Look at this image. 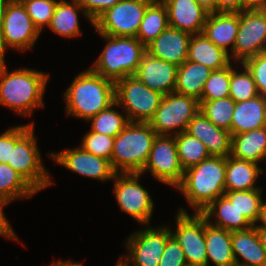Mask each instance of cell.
Returning <instances> with one entry per match:
<instances>
[{"label": "cell", "instance_id": "obj_48", "mask_svg": "<svg viewBox=\"0 0 266 266\" xmlns=\"http://www.w3.org/2000/svg\"><path fill=\"white\" fill-rule=\"evenodd\" d=\"M257 223H258V225H257ZM259 223H260V225H259ZM255 227L266 228V202H265V200L262 203V206H261V209H260V213H259V218H258V220L256 222Z\"/></svg>", "mask_w": 266, "mask_h": 266}, {"label": "cell", "instance_id": "obj_3", "mask_svg": "<svg viewBox=\"0 0 266 266\" xmlns=\"http://www.w3.org/2000/svg\"><path fill=\"white\" fill-rule=\"evenodd\" d=\"M226 157L210 156L184 171L176 187L196 213L225 193Z\"/></svg>", "mask_w": 266, "mask_h": 266}, {"label": "cell", "instance_id": "obj_2", "mask_svg": "<svg viewBox=\"0 0 266 266\" xmlns=\"http://www.w3.org/2000/svg\"><path fill=\"white\" fill-rule=\"evenodd\" d=\"M63 94L66 115L88 121L115 102V82L87 68L77 74Z\"/></svg>", "mask_w": 266, "mask_h": 266}, {"label": "cell", "instance_id": "obj_40", "mask_svg": "<svg viewBox=\"0 0 266 266\" xmlns=\"http://www.w3.org/2000/svg\"><path fill=\"white\" fill-rule=\"evenodd\" d=\"M114 138L115 137L105 134L89 131L84 135L80 147L86 152L109 160L111 163Z\"/></svg>", "mask_w": 266, "mask_h": 266}, {"label": "cell", "instance_id": "obj_8", "mask_svg": "<svg viewBox=\"0 0 266 266\" xmlns=\"http://www.w3.org/2000/svg\"><path fill=\"white\" fill-rule=\"evenodd\" d=\"M199 108L196 98L172 92L162 97L149 124L157 135L174 136L186 131Z\"/></svg>", "mask_w": 266, "mask_h": 266}, {"label": "cell", "instance_id": "obj_7", "mask_svg": "<svg viewBox=\"0 0 266 266\" xmlns=\"http://www.w3.org/2000/svg\"><path fill=\"white\" fill-rule=\"evenodd\" d=\"M163 96L149 89L134 75L115 82V102L121 106L130 122L149 123Z\"/></svg>", "mask_w": 266, "mask_h": 266}, {"label": "cell", "instance_id": "obj_17", "mask_svg": "<svg viewBox=\"0 0 266 266\" xmlns=\"http://www.w3.org/2000/svg\"><path fill=\"white\" fill-rule=\"evenodd\" d=\"M178 66L162 59L143 55L136 76L149 89L166 95L175 91Z\"/></svg>", "mask_w": 266, "mask_h": 266}, {"label": "cell", "instance_id": "obj_52", "mask_svg": "<svg viewBox=\"0 0 266 266\" xmlns=\"http://www.w3.org/2000/svg\"><path fill=\"white\" fill-rule=\"evenodd\" d=\"M8 2L9 0H0V35L2 31V26H3L4 12H5V8Z\"/></svg>", "mask_w": 266, "mask_h": 266}, {"label": "cell", "instance_id": "obj_37", "mask_svg": "<svg viewBox=\"0 0 266 266\" xmlns=\"http://www.w3.org/2000/svg\"><path fill=\"white\" fill-rule=\"evenodd\" d=\"M242 72H237L230 64L229 97L236 103L258 96L255 82L251 73L243 66Z\"/></svg>", "mask_w": 266, "mask_h": 266}, {"label": "cell", "instance_id": "obj_54", "mask_svg": "<svg viewBox=\"0 0 266 266\" xmlns=\"http://www.w3.org/2000/svg\"><path fill=\"white\" fill-rule=\"evenodd\" d=\"M144 1H147L149 3H158L161 2L162 0H144Z\"/></svg>", "mask_w": 266, "mask_h": 266}, {"label": "cell", "instance_id": "obj_34", "mask_svg": "<svg viewBox=\"0 0 266 266\" xmlns=\"http://www.w3.org/2000/svg\"><path fill=\"white\" fill-rule=\"evenodd\" d=\"M262 190L263 189L225 191L224 195L232 202L239 213H241L252 226H255L263 203Z\"/></svg>", "mask_w": 266, "mask_h": 266}, {"label": "cell", "instance_id": "obj_46", "mask_svg": "<svg viewBox=\"0 0 266 266\" xmlns=\"http://www.w3.org/2000/svg\"><path fill=\"white\" fill-rule=\"evenodd\" d=\"M11 161V128L0 135V163Z\"/></svg>", "mask_w": 266, "mask_h": 266}, {"label": "cell", "instance_id": "obj_42", "mask_svg": "<svg viewBox=\"0 0 266 266\" xmlns=\"http://www.w3.org/2000/svg\"><path fill=\"white\" fill-rule=\"evenodd\" d=\"M158 266H187L182 247L173 236L167 240Z\"/></svg>", "mask_w": 266, "mask_h": 266}, {"label": "cell", "instance_id": "obj_15", "mask_svg": "<svg viewBox=\"0 0 266 266\" xmlns=\"http://www.w3.org/2000/svg\"><path fill=\"white\" fill-rule=\"evenodd\" d=\"M150 171L162 184L177 187L183 179L184 170L180 164L175 137L157 135L150 151L147 163L140 173Z\"/></svg>", "mask_w": 266, "mask_h": 266}, {"label": "cell", "instance_id": "obj_31", "mask_svg": "<svg viewBox=\"0 0 266 266\" xmlns=\"http://www.w3.org/2000/svg\"><path fill=\"white\" fill-rule=\"evenodd\" d=\"M168 16L164 3H151L141 21L136 38L146 47L167 27Z\"/></svg>", "mask_w": 266, "mask_h": 266}, {"label": "cell", "instance_id": "obj_39", "mask_svg": "<svg viewBox=\"0 0 266 266\" xmlns=\"http://www.w3.org/2000/svg\"><path fill=\"white\" fill-rule=\"evenodd\" d=\"M35 26L42 32L49 26L58 0H20Z\"/></svg>", "mask_w": 266, "mask_h": 266}, {"label": "cell", "instance_id": "obj_43", "mask_svg": "<svg viewBox=\"0 0 266 266\" xmlns=\"http://www.w3.org/2000/svg\"><path fill=\"white\" fill-rule=\"evenodd\" d=\"M121 0H77L85 10L87 16L94 22L107 9Z\"/></svg>", "mask_w": 266, "mask_h": 266}, {"label": "cell", "instance_id": "obj_35", "mask_svg": "<svg viewBox=\"0 0 266 266\" xmlns=\"http://www.w3.org/2000/svg\"><path fill=\"white\" fill-rule=\"evenodd\" d=\"M118 104L114 102L106 109L100 111L97 115L90 118V131L116 137L128 124L129 119L125 115L115 110Z\"/></svg>", "mask_w": 266, "mask_h": 266}, {"label": "cell", "instance_id": "obj_33", "mask_svg": "<svg viewBox=\"0 0 266 266\" xmlns=\"http://www.w3.org/2000/svg\"><path fill=\"white\" fill-rule=\"evenodd\" d=\"M174 137L180 164L184 171L211 156L205 144L186 131Z\"/></svg>", "mask_w": 266, "mask_h": 266}, {"label": "cell", "instance_id": "obj_6", "mask_svg": "<svg viewBox=\"0 0 266 266\" xmlns=\"http://www.w3.org/2000/svg\"><path fill=\"white\" fill-rule=\"evenodd\" d=\"M34 136V122L11 127V161L8 164L40 192L51 186L52 180Z\"/></svg>", "mask_w": 266, "mask_h": 266}, {"label": "cell", "instance_id": "obj_41", "mask_svg": "<svg viewBox=\"0 0 266 266\" xmlns=\"http://www.w3.org/2000/svg\"><path fill=\"white\" fill-rule=\"evenodd\" d=\"M241 66H245L251 73L258 95L266 98V51L248 58Z\"/></svg>", "mask_w": 266, "mask_h": 266}, {"label": "cell", "instance_id": "obj_10", "mask_svg": "<svg viewBox=\"0 0 266 266\" xmlns=\"http://www.w3.org/2000/svg\"><path fill=\"white\" fill-rule=\"evenodd\" d=\"M266 51V8H248L239 12V29L230 58L242 64Z\"/></svg>", "mask_w": 266, "mask_h": 266}, {"label": "cell", "instance_id": "obj_9", "mask_svg": "<svg viewBox=\"0 0 266 266\" xmlns=\"http://www.w3.org/2000/svg\"><path fill=\"white\" fill-rule=\"evenodd\" d=\"M40 34L22 2L9 0L0 35V59H5L7 48L20 52L32 49Z\"/></svg>", "mask_w": 266, "mask_h": 266}, {"label": "cell", "instance_id": "obj_44", "mask_svg": "<svg viewBox=\"0 0 266 266\" xmlns=\"http://www.w3.org/2000/svg\"><path fill=\"white\" fill-rule=\"evenodd\" d=\"M10 202L11 201H9L6 197L0 195V235L7 239H14L15 241H18L15 230H13L7 218L3 214V207L7 206Z\"/></svg>", "mask_w": 266, "mask_h": 266}, {"label": "cell", "instance_id": "obj_19", "mask_svg": "<svg viewBox=\"0 0 266 266\" xmlns=\"http://www.w3.org/2000/svg\"><path fill=\"white\" fill-rule=\"evenodd\" d=\"M186 132L205 144L211 156L231 155L230 131L215 126L199 111L187 126Z\"/></svg>", "mask_w": 266, "mask_h": 266}, {"label": "cell", "instance_id": "obj_30", "mask_svg": "<svg viewBox=\"0 0 266 266\" xmlns=\"http://www.w3.org/2000/svg\"><path fill=\"white\" fill-rule=\"evenodd\" d=\"M212 71L203 64L186 60L178 66L174 92L200 101L203 87Z\"/></svg>", "mask_w": 266, "mask_h": 266}, {"label": "cell", "instance_id": "obj_5", "mask_svg": "<svg viewBox=\"0 0 266 266\" xmlns=\"http://www.w3.org/2000/svg\"><path fill=\"white\" fill-rule=\"evenodd\" d=\"M99 35L107 43L90 68L113 82L135 75L146 47L136 37Z\"/></svg>", "mask_w": 266, "mask_h": 266}, {"label": "cell", "instance_id": "obj_36", "mask_svg": "<svg viewBox=\"0 0 266 266\" xmlns=\"http://www.w3.org/2000/svg\"><path fill=\"white\" fill-rule=\"evenodd\" d=\"M199 111L215 126L226 129L231 133V121L236 102L230 98L211 101H199Z\"/></svg>", "mask_w": 266, "mask_h": 266}, {"label": "cell", "instance_id": "obj_25", "mask_svg": "<svg viewBox=\"0 0 266 266\" xmlns=\"http://www.w3.org/2000/svg\"><path fill=\"white\" fill-rule=\"evenodd\" d=\"M200 213L206 218L209 224L230 232L252 227L248 220L239 213L225 195L215 199ZM211 218H214L213 222Z\"/></svg>", "mask_w": 266, "mask_h": 266}, {"label": "cell", "instance_id": "obj_4", "mask_svg": "<svg viewBox=\"0 0 266 266\" xmlns=\"http://www.w3.org/2000/svg\"><path fill=\"white\" fill-rule=\"evenodd\" d=\"M156 137L149 123L129 122L114 138L111 166L115 173L140 174Z\"/></svg>", "mask_w": 266, "mask_h": 266}, {"label": "cell", "instance_id": "obj_13", "mask_svg": "<svg viewBox=\"0 0 266 266\" xmlns=\"http://www.w3.org/2000/svg\"><path fill=\"white\" fill-rule=\"evenodd\" d=\"M141 176L138 173H116L113 191L120 209L141 225H147L155 205L150 192L138 182Z\"/></svg>", "mask_w": 266, "mask_h": 266}, {"label": "cell", "instance_id": "obj_16", "mask_svg": "<svg viewBox=\"0 0 266 266\" xmlns=\"http://www.w3.org/2000/svg\"><path fill=\"white\" fill-rule=\"evenodd\" d=\"M55 163L87 178L100 181L113 180L115 171L109 160L86 152L80 146L48 153Z\"/></svg>", "mask_w": 266, "mask_h": 266}, {"label": "cell", "instance_id": "obj_32", "mask_svg": "<svg viewBox=\"0 0 266 266\" xmlns=\"http://www.w3.org/2000/svg\"><path fill=\"white\" fill-rule=\"evenodd\" d=\"M38 191L8 163H0V195L9 201L34 196Z\"/></svg>", "mask_w": 266, "mask_h": 266}, {"label": "cell", "instance_id": "obj_1", "mask_svg": "<svg viewBox=\"0 0 266 266\" xmlns=\"http://www.w3.org/2000/svg\"><path fill=\"white\" fill-rule=\"evenodd\" d=\"M49 73L29 68L8 72L5 59H0V105L22 116H31L34 109L43 108V96Z\"/></svg>", "mask_w": 266, "mask_h": 266}, {"label": "cell", "instance_id": "obj_28", "mask_svg": "<svg viewBox=\"0 0 266 266\" xmlns=\"http://www.w3.org/2000/svg\"><path fill=\"white\" fill-rule=\"evenodd\" d=\"M207 266H233L236 262L232 251L231 232L209 224L205 218Z\"/></svg>", "mask_w": 266, "mask_h": 266}, {"label": "cell", "instance_id": "obj_26", "mask_svg": "<svg viewBox=\"0 0 266 266\" xmlns=\"http://www.w3.org/2000/svg\"><path fill=\"white\" fill-rule=\"evenodd\" d=\"M187 60L203 64L211 70H220L231 64L229 53L217 47L203 34L192 35Z\"/></svg>", "mask_w": 266, "mask_h": 266}, {"label": "cell", "instance_id": "obj_23", "mask_svg": "<svg viewBox=\"0 0 266 266\" xmlns=\"http://www.w3.org/2000/svg\"><path fill=\"white\" fill-rule=\"evenodd\" d=\"M266 127V98L260 95L236 103L231 121V136Z\"/></svg>", "mask_w": 266, "mask_h": 266}, {"label": "cell", "instance_id": "obj_53", "mask_svg": "<svg viewBox=\"0 0 266 266\" xmlns=\"http://www.w3.org/2000/svg\"><path fill=\"white\" fill-rule=\"evenodd\" d=\"M116 266H127V265L119 258Z\"/></svg>", "mask_w": 266, "mask_h": 266}, {"label": "cell", "instance_id": "obj_11", "mask_svg": "<svg viewBox=\"0 0 266 266\" xmlns=\"http://www.w3.org/2000/svg\"><path fill=\"white\" fill-rule=\"evenodd\" d=\"M171 229L165 225L145 228L132 233L125 243L127 256L120 259L127 266H158L167 240L171 237ZM125 258V259H124Z\"/></svg>", "mask_w": 266, "mask_h": 266}, {"label": "cell", "instance_id": "obj_51", "mask_svg": "<svg viewBox=\"0 0 266 266\" xmlns=\"http://www.w3.org/2000/svg\"><path fill=\"white\" fill-rule=\"evenodd\" d=\"M248 8H266V0H247Z\"/></svg>", "mask_w": 266, "mask_h": 266}, {"label": "cell", "instance_id": "obj_55", "mask_svg": "<svg viewBox=\"0 0 266 266\" xmlns=\"http://www.w3.org/2000/svg\"><path fill=\"white\" fill-rule=\"evenodd\" d=\"M233 266H245V265H240V264L235 263Z\"/></svg>", "mask_w": 266, "mask_h": 266}, {"label": "cell", "instance_id": "obj_27", "mask_svg": "<svg viewBox=\"0 0 266 266\" xmlns=\"http://www.w3.org/2000/svg\"><path fill=\"white\" fill-rule=\"evenodd\" d=\"M231 156L259 164L266 160V127L232 136ZM265 159V160H264Z\"/></svg>", "mask_w": 266, "mask_h": 266}, {"label": "cell", "instance_id": "obj_47", "mask_svg": "<svg viewBox=\"0 0 266 266\" xmlns=\"http://www.w3.org/2000/svg\"><path fill=\"white\" fill-rule=\"evenodd\" d=\"M209 14L216 12V0H196Z\"/></svg>", "mask_w": 266, "mask_h": 266}, {"label": "cell", "instance_id": "obj_45", "mask_svg": "<svg viewBox=\"0 0 266 266\" xmlns=\"http://www.w3.org/2000/svg\"><path fill=\"white\" fill-rule=\"evenodd\" d=\"M246 9L247 0H216V12H241Z\"/></svg>", "mask_w": 266, "mask_h": 266}, {"label": "cell", "instance_id": "obj_38", "mask_svg": "<svg viewBox=\"0 0 266 266\" xmlns=\"http://www.w3.org/2000/svg\"><path fill=\"white\" fill-rule=\"evenodd\" d=\"M229 85L230 65L220 70H213L203 87L200 101L229 97Z\"/></svg>", "mask_w": 266, "mask_h": 266}, {"label": "cell", "instance_id": "obj_14", "mask_svg": "<svg viewBox=\"0 0 266 266\" xmlns=\"http://www.w3.org/2000/svg\"><path fill=\"white\" fill-rule=\"evenodd\" d=\"M175 217L176 231L171 230V235L182 247L187 265L207 266L205 217L196 212L190 216L184 208Z\"/></svg>", "mask_w": 266, "mask_h": 266}, {"label": "cell", "instance_id": "obj_24", "mask_svg": "<svg viewBox=\"0 0 266 266\" xmlns=\"http://www.w3.org/2000/svg\"><path fill=\"white\" fill-rule=\"evenodd\" d=\"M259 164L235 158L226 157L225 191H246L262 189L255 186L257 179L262 174L263 168Z\"/></svg>", "mask_w": 266, "mask_h": 266}, {"label": "cell", "instance_id": "obj_18", "mask_svg": "<svg viewBox=\"0 0 266 266\" xmlns=\"http://www.w3.org/2000/svg\"><path fill=\"white\" fill-rule=\"evenodd\" d=\"M192 34L168 26L157 38L146 46L152 57L180 66L187 60Z\"/></svg>", "mask_w": 266, "mask_h": 266}, {"label": "cell", "instance_id": "obj_29", "mask_svg": "<svg viewBox=\"0 0 266 266\" xmlns=\"http://www.w3.org/2000/svg\"><path fill=\"white\" fill-rule=\"evenodd\" d=\"M79 10L81 11V13H83V15L86 16L88 21H90L91 24L94 25V22L87 16L85 10L77 2V0H71V2L66 0H59L48 27L55 34L64 38H73L79 35H83V32L81 33L80 31L78 17Z\"/></svg>", "mask_w": 266, "mask_h": 266}, {"label": "cell", "instance_id": "obj_50", "mask_svg": "<svg viewBox=\"0 0 266 266\" xmlns=\"http://www.w3.org/2000/svg\"><path fill=\"white\" fill-rule=\"evenodd\" d=\"M258 236L260 238L262 247L264 248L265 252H266V228L263 227H256Z\"/></svg>", "mask_w": 266, "mask_h": 266}, {"label": "cell", "instance_id": "obj_20", "mask_svg": "<svg viewBox=\"0 0 266 266\" xmlns=\"http://www.w3.org/2000/svg\"><path fill=\"white\" fill-rule=\"evenodd\" d=\"M169 26L192 35L202 34L208 12L196 0H162Z\"/></svg>", "mask_w": 266, "mask_h": 266}, {"label": "cell", "instance_id": "obj_12", "mask_svg": "<svg viewBox=\"0 0 266 266\" xmlns=\"http://www.w3.org/2000/svg\"><path fill=\"white\" fill-rule=\"evenodd\" d=\"M150 4L144 0H121L102 13L93 26L98 34L136 37Z\"/></svg>", "mask_w": 266, "mask_h": 266}, {"label": "cell", "instance_id": "obj_49", "mask_svg": "<svg viewBox=\"0 0 266 266\" xmlns=\"http://www.w3.org/2000/svg\"><path fill=\"white\" fill-rule=\"evenodd\" d=\"M50 266H83L82 263L80 262H73V261H70V260H65V261H62L61 260H57L56 262H53Z\"/></svg>", "mask_w": 266, "mask_h": 266}, {"label": "cell", "instance_id": "obj_22", "mask_svg": "<svg viewBox=\"0 0 266 266\" xmlns=\"http://www.w3.org/2000/svg\"><path fill=\"white\" fill-rule=\"evenodd\" d=\"M235 262L245 266H266V252L262 247L255 226L231 232ZM241 257V260H239Z\"/></svg>", "mask_w": 266, "mask_h": 266}, {"label": "cell", "instance_id": "obj_21", "mask_svg": "<svg viewBox=\"0 0 266 266\" xmlns=\"http://www.w3.org/2000/svg\"><path fill=\"white\" fill-rule=\"evenodd\" d=\"M238 29L239 12H214L208 14L202 34L217 47L230 53L233 50ZM229 46L232 48L229 49Z\"/></svg>", "mask_w": 266, "mask_h": 266}]
</instances>
